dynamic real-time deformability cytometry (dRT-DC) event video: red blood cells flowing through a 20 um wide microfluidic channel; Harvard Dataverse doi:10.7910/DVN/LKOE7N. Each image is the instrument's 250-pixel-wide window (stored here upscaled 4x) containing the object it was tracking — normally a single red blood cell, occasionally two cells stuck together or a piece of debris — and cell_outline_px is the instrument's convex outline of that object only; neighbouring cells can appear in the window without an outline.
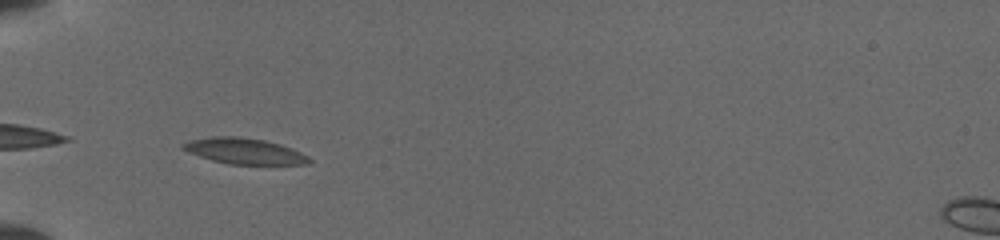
{"species": "common noctule bat (a hibernating species)", "species_latin": "Nyctalus noctula", "temperature_condition": "cold", "stored_images_in_passage": 15, "camera_frame_rate_fps": 3000, "um_per_image_px": 0.085, "animal": {"sex": "female", "body_mass_g": 19.5, "forearm_length_mm": 54.1}, "frame": {"image": 1, "passage_image": 2, "time_ms": 0.333, "image_size_px": [1000, 240], "cell_outline_px": [[312, 160], [308, 164], [228, 164], [212, 160], [188, 152], [180, 148], [180, 144], [192, 140], [212, 136], [236, 136], [264, 140], [280, 144], [300, 152], [308, 156]], "centroid_in_image_um": [20.75, 12.84], "position_along_channel_um": 64.3, "area_um2": 18.9}}
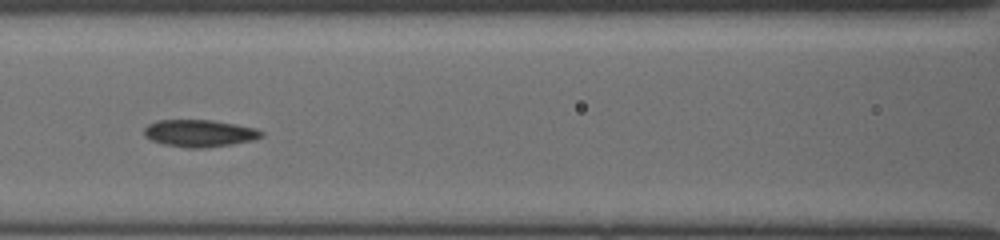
{"frame": {"image": 2, "passage_image": 7, "time_ms": 2.667, "image_size_px": [1000, 240], "cell_outline_px": [[264, 136], [256, 140], [232, 144], [204, 148], [188, 148], [164, 144], [152, 140], [144, 136], [144, 128], [148, 124], [160, 120], [212, 120], [236, 124], [256, 128], [264, 132]], "centroid_in_image_um": [17.0, 11.33], "position_along_channel_um": 149.6, "area_um2": 18.67}}
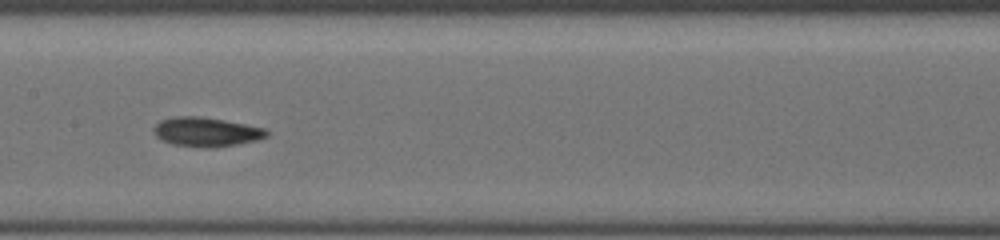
{"frame": {"image": 3, "passage_image": 13, "time_ms": 3.667, "image_size_px": [1000, 240], "cell_outline_px": [[268, 136], [256, 140], [236, 144], [212, 148], [200, 148], [172, 144], [160, 140], [156, 136], [156, 124], [160, 120], [176, 116], [200, 116], [224, 120], [264, 128], [268, 132]], "centroid_in_image_um": [17.52, 11.22], "position_along_channel_um": 189.9, "area_um2": 19.13}}